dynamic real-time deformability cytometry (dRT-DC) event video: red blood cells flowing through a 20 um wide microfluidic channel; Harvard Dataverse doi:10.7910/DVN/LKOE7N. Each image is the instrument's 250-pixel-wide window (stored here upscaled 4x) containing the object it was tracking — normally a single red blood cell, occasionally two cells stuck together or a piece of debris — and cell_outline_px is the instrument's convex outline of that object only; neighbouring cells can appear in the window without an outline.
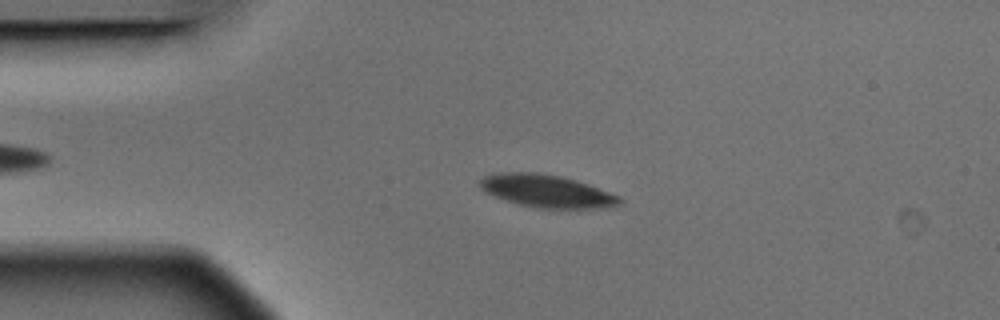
{"species": "Egyptian fruit bat (a non-hibernating species)", "species_latin": "Rousettus aegyptiacus", "temperature_condition": "warm", "stored_images_in_passage": 5, "camera_frame_rate_fps": 3000, "um_per_image_px": 0.085, "animal": {"sex": "male"}, "frame": {"image": 1, "passage_image": 3, "time_ms": 0.667, "image_size_px": [1000, 320], "cell_outline_px": [[624, 200], [620, 204], [608, 208], [536, 208], [520, 204], [484, 192], [480, 188], [480, 180], [484, 176], [500, 172], [536, 172], [560, 176], [576, 180], [588, 184], [620, 196]], "centroid_in_image_um": [46.51, 16.24], "position_along_channel_um": 38.5, "area_um2": 26.53}}
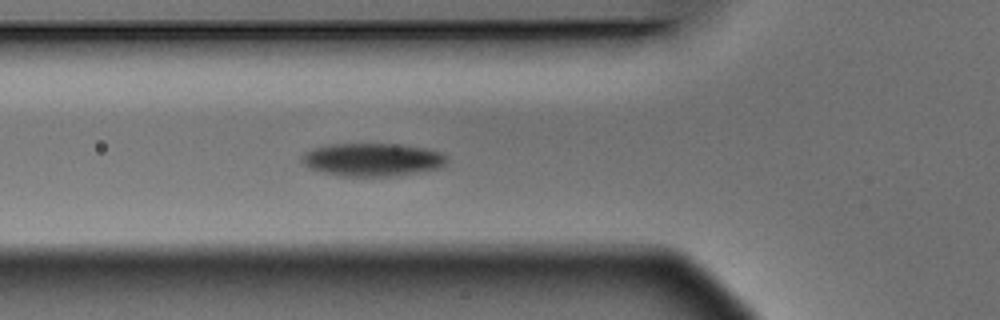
{"frame": {"image": 2, "passage_image": 5, "time_ms": 1.333, "image_size_px": [1000, 320], "cell_outline_px": [[448, 164], [444, 168], [396, 176], [340, 176], [308, 168], [300, 160], [300, 156], [304, 152], [312, 148], [328, 144], [396, 144], [428, 148], [440, 152], [448, 156]], "centroid_in_image_um": [31.7, 13.57], "position_along_channel_um": 94.1, "area_um2": 28.5}}